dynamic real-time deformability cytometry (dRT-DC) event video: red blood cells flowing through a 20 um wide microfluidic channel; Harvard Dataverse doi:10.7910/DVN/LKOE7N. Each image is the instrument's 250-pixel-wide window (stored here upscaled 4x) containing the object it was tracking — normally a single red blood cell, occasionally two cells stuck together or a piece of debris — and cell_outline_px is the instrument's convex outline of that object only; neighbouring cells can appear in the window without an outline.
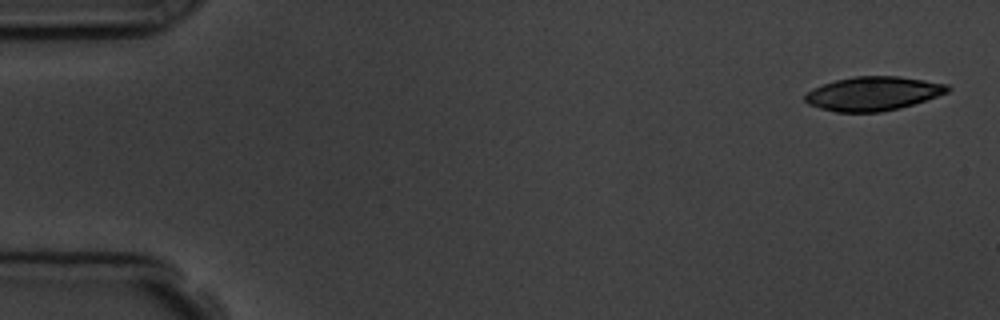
{"species": "common noctule bat (a hibernating species)", "species_latin": "Nyctalus noctula", "temperature_condition": "room temperature", "stored_images_in_passage": 6, "camera_frame_rate_fps": 3000, "um_per_image_px": 0.085, "animal": {"sex": "male", "body_mass_g": 19.5, "forearm_length_mm": 54.6}, "frame": {"image": 1, "passage_image": 1, "time_ms": 0.0, "image_size_px": [1000, 320], "cell_outline_px": [[952, 88], [948, 92], [900, 108], [880, 112], [836, 112], [820, 108], [808, 104], [804, 100], [804, 96], [812, 88], [836, 80], [856, 76], [900, 76], [948, 84]], "centroid_in_image_um": [74.21, 7.95], "position_along_channel_um": 10.8, "area_um2": 28.09}}